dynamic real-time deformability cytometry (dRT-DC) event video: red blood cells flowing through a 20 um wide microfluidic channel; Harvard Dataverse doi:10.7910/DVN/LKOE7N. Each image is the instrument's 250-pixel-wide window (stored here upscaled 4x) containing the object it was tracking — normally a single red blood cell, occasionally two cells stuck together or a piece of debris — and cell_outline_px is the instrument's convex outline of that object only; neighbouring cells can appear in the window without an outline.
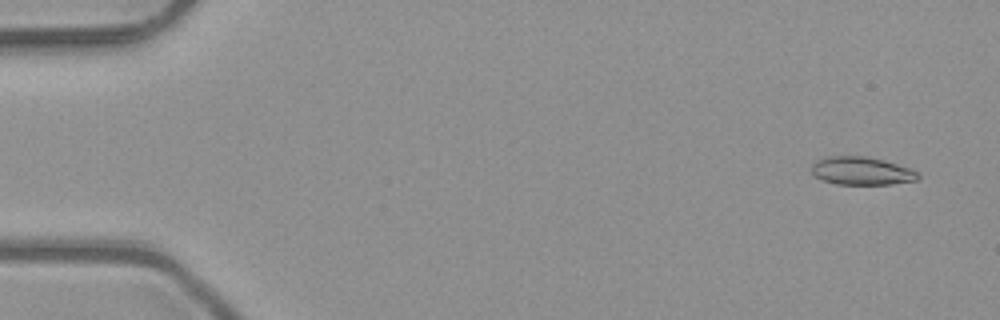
{"species": "common noctule bat (a hibernating species)", "species_latin": "Nyctalus noctula", "temperature_condition": "room temperature", "stored_images_in_passage": 3, "camera_frame_rate_fps": 3000, "um_per_image_px": 0.085, "animal": {"sex": "male", "body_mass_g": 23.1, "forearm_length_mm": 52.7}, "frame": {"image": 1, "passage_image": 1, "time_ms": 0.0, "image_size_px": [1000, 320], "cell_outline_px": [[920, 176], [916, 180], [892, 184], [836, 184], [820, 180], [812, 172], [812, 164], [816, 160], [828, 156], [868, 156], [884, 160], [912, 168]], "centroid_in_image_um": [73.23, 14.52], "position_along_channel_um": 11.8, "area_um2": 17.51}}